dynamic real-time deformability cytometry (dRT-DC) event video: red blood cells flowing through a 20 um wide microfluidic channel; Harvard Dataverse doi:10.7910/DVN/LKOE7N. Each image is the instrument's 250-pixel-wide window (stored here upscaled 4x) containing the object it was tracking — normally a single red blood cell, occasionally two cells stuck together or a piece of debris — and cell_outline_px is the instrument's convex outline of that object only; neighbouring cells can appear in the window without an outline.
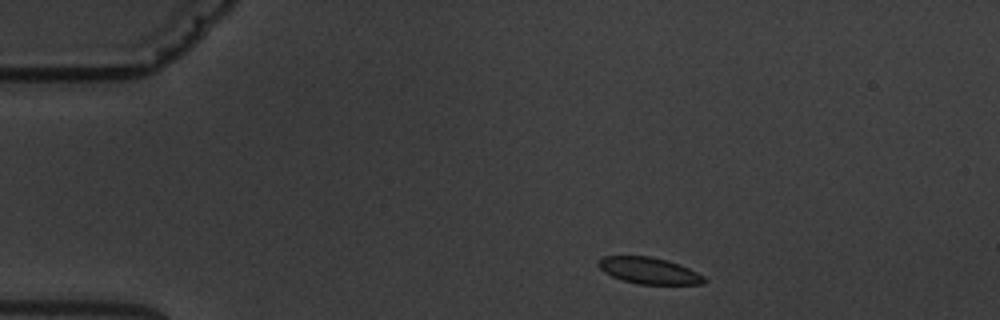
{"species": "common noctule bat (a hibernating species)", "species_latin": "Nyctalus noctula", "temperature_condition": "warm", "stored_images_in_passage": 2, "camera_frame_rate_fps": 3000, "um_per_image_px": 0.085, "animal": {"sex": "male", "body_mass_g": 19.5, "forearm_length_mm": 54.6}, "frame": {"image": 1, "passage_image": 1, "time_ms": 0.0, "image_size_px": [1000, 320], "cell_outline_px": [[708, 280], [704, 284], [640, 284], [624, 280], [612, 276], [604, 272], [596, 264], [596, 260], [604, 256], [652, 256], [688, 268], [704, 276]], "centroid_in_image_um": [55.14, 23.0], "position_along_channel_um": 29.9, "area_um2": 16.18}}